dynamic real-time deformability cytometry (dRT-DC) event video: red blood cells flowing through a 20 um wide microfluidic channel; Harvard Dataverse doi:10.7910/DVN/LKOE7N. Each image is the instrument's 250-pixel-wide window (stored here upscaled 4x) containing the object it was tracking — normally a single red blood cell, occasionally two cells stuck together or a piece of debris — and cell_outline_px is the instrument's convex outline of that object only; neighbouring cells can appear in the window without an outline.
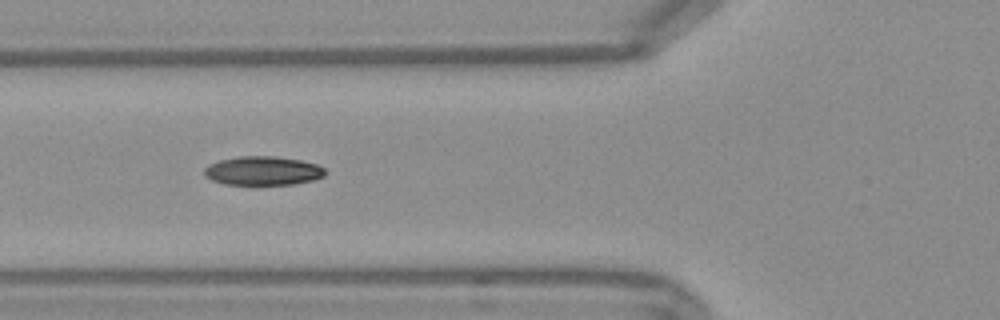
{"species": "Egyptian fruit bat (a non-hibernating species)", "species_latin": "Rousettus aegyptiacus", "temperature_condition": "warm", "stored_images_in_passage": 35, "camera_frame_rate_fps": 3000, "um_per_image_px": 0.085, "frame": {"image": 1, "passage_image": 6, "time_ms": 1.667, "image_size_px": [1000, 320], "cell_outline_px": [[328, 172], [324, 176], [312, 180], [292, 184], [224, 184], [212, 180], [204, 176], [204, 168], [208, 164], [220, 160], [240, 156], [276, 156], [300, 160], [316, 164], [324, 168]], "centroid_in_image_um": [22.34, 14.51], "position_along_channel_um": 103.5, "area_um2": 20.35}, "authors_computed_cell_mechanics": {"area_um2": 20.519, "velocity_mm_per_s": 3.8021, "shape_relaxation_time_tau1_ms": 5.8771, "shape_relaxation_time_tau2_ms": 2.5504, "deformation_change_tau1": 0.1784, "deformation_change_tau2": 0.0752}}